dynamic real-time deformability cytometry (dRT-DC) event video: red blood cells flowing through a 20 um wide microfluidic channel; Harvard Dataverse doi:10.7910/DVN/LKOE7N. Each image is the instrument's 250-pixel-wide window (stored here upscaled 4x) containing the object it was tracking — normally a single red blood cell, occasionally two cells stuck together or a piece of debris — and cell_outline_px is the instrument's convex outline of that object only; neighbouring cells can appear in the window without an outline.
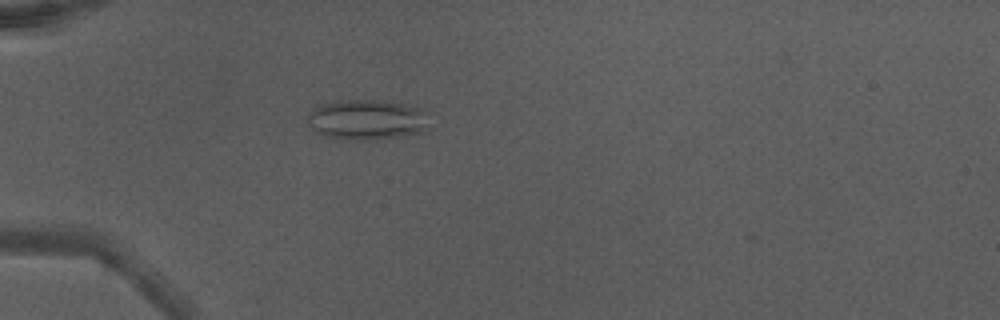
{"species": "Egyptian fruit bat (a non-hibernating species)", "species_latin": "Rousettus aegyptiacus", "temperature_condition": "warm", "stored_images_in_passage": 47, "camera_frame_rate_fps": 3000, "um_per_image_px": 0.085, "animal": {"sex": "male"}, "frame": {"image": 1, "passage_image": 14, "time_ms": 4.333, "image_size_px": [1000, 320], "cell_outline_px": [[424, 132], [404, 136], [364, 140], [348, 140], [324, 136], [316, 132], [308, 124], [308, 116], [320, 104], [340, 100], [376, 100], [400, 104], [420, 108], [424, 128]], "centroid_in_image_um": [31.08, 10.19], "position_along_channel_um": 53.9, "area_um2": 27.8}}
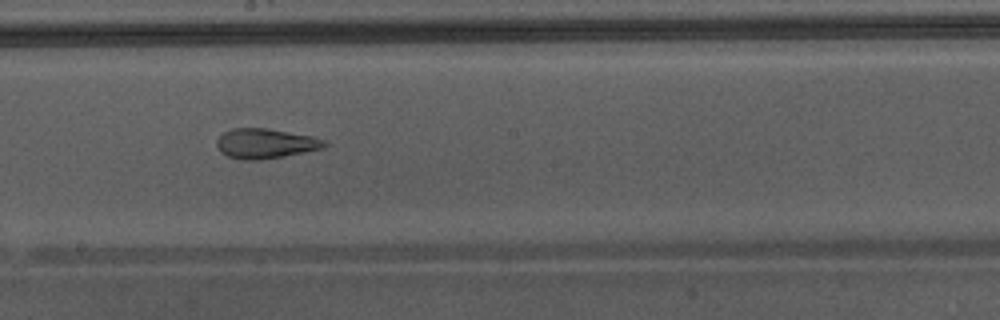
{"frame": {"image": 2, "passage_image": 27, "time_ms": 8.667, "image_size_px": [1000, 320], "cell_outline_px": [[328, 144], [324, 148], [304, 152], [260, 160], [244, 160], [228, 156], [220, 152], [216, 144], [216, 140], [224, 132], [232, 128], [268, 128], [312, 136], [324, 140]], "centroid_in_image_um": [22.55, 12.19], "position_along_channel_um": 225.7, "area_um2": 18.73}, "authors_computed_cell_mechanics": {"area_um2": 24.7962, "velocity_mm_per_s": 4.4016, "shape_relaxation_time_tau1_ms": null, "shape_relaxation_time_tau2_ms": 0.9448, "deformation_change_tau1": null, "deformation_change_tau2": 0.075}}